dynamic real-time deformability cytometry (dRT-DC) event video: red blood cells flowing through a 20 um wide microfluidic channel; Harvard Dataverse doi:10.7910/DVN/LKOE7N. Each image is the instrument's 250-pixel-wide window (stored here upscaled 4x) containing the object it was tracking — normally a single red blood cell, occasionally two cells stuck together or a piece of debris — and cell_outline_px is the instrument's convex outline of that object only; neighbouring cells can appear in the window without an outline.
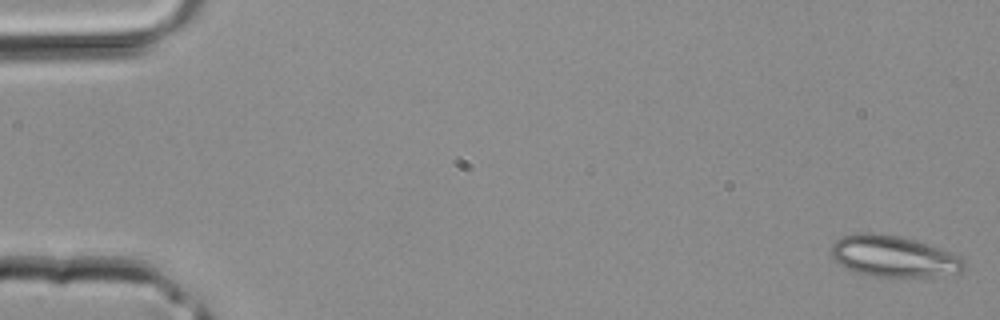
{"species": "common noctule bat (a hibernating species)", "species_latin": "Nyctalus noctula", "temperature_condition": "room temperature", "stored_images_in_passage": 40, "camera_frame_rate_fps": 3000, "um_per_image_px": 0.085, "animal": {"sex": "male", "body_mass_g": 20.4}, "frame": {"image": 1, "passage_image": 1, "time_ms": 0.0, "image_size_px": [1000, 320], "cell_outline_px": [[968, 264], [960, 272], [932, 276], [872, 276], [856, 272], [844, 268], [832, 256], [832, 244], [840, 236], [860, 232], [872, 232], [900, 236], [916, 240], [964, 256]], "centroid_in_image_um": [75.99, 21.77], "position_along_channel_um": 9.0, "area_um2": 32.19}}
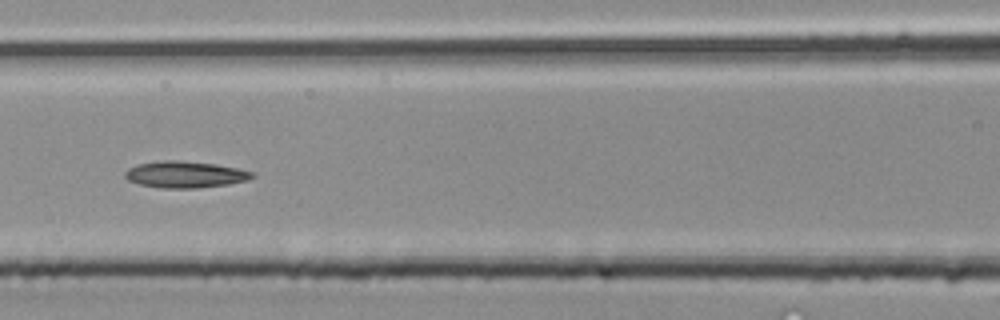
{"frame": {"image": 2, "passage_image": 18, "time_ms": 5.667, "image_size_px": [1000, 320], "cell_outline_px": [[256, 176], [248, 180], [228, 184], [196, 188], [160, 188], [140, 184], [128, 180], [124, 176], [124, 172], [128, 168], [136, 164], [160, 160], [180, 160], [216, 164], [236, 168], [252, 172]], "centroid_in_image_um": [15.7, 14.82], "position_along_channel_um": 150.9, "area_um2": 19.77}}
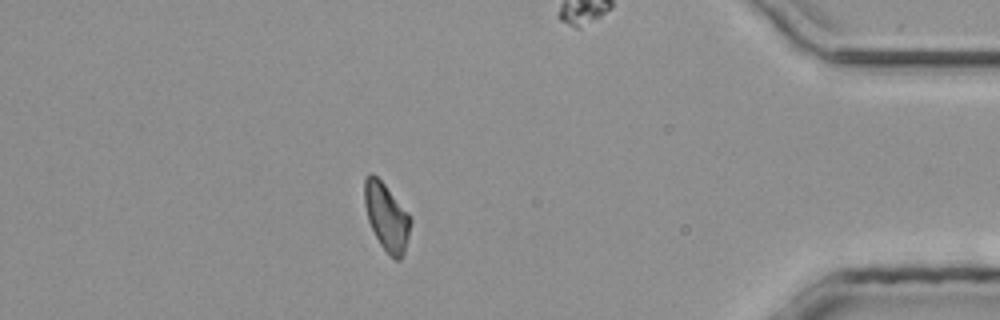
{"frame": {"image": 3, "passage_image": 35, "time_ms": 11.333, "image_size_px": [1000, 320], "cell_outline_px": [[412, 220], [404, 252], [400, 260], [396, 260], [380, 244], [368, 220], [364, 204], [364, 180], [368, 172], [372, 172], [384, 184], [408, 212]], "centroid_in_image_um": [32.84, 18.39], "position_along_channel_um": 402.4, "area_um2": 17.86}}